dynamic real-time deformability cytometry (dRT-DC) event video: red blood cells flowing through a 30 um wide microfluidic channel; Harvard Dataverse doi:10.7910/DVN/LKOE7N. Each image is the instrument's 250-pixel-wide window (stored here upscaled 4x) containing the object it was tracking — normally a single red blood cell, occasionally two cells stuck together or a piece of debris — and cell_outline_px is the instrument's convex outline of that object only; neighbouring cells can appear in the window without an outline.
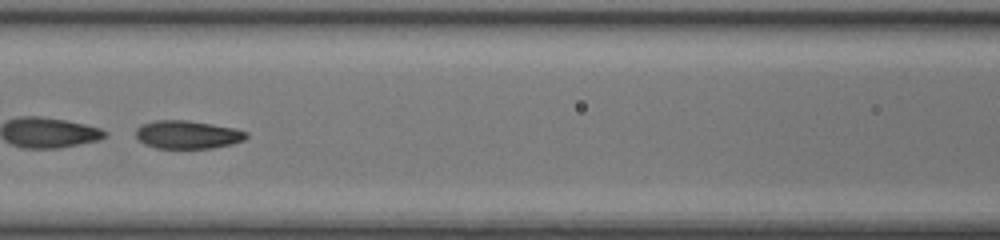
{"species": "common noctule bat (a hibernating species)", "species_latin": "Nyctalus noctula", "temperature_condition": "room temperature", "stored_images_in_passage": 48, "segment_of_instrument_passage": [2, 2], "camera_frame_rate_fps": 3000, "um_per_image_px": 0.085, "animal": {"sex": "female", "body_mass_g": 17.0, "forearm_length_mm": 48.0}, "frame": {"image": 1, "passage_image": 22, "time_ms": 7.0, "image_size_px": [1000, 240], "cell_outline_px": [[248, 136], [244, 140], [232, 144], [212, 148], [156, 148], [144, 144], [136, 136], [136, 128], [140, 124], [156, 120], [188, 120], [236, 128], [248, 132]], "centroid_in_image_um": [15.95, 11.44], "position_along_channel_um": 150.7, "area_um2": 18.26}}
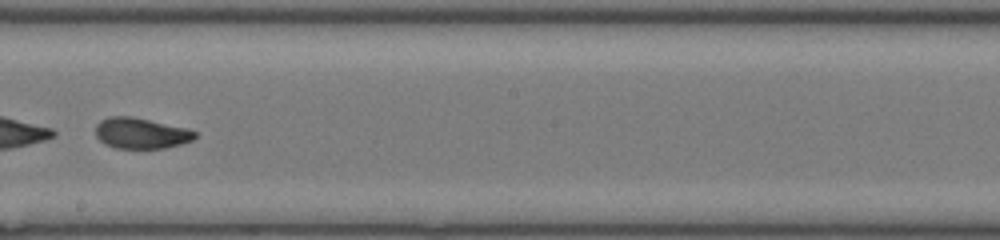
{"frame": {"image": 2, "passage_image": 28, "time_ms": 9.0, "image_size_px": [1000, 240], "cell_outline_px": [[196, 136], [192, 140], [180, 144], [164, 148], [116, 148], [104, 144], [96, 136], [96, 124], [100, 120], [108, 116], [132, 116], [188, 128], [196, 132]], "centroid_in_image_um": [11.96, 11.31], "position_along_channel_um": 236.2, "area_um2": 17.92}}